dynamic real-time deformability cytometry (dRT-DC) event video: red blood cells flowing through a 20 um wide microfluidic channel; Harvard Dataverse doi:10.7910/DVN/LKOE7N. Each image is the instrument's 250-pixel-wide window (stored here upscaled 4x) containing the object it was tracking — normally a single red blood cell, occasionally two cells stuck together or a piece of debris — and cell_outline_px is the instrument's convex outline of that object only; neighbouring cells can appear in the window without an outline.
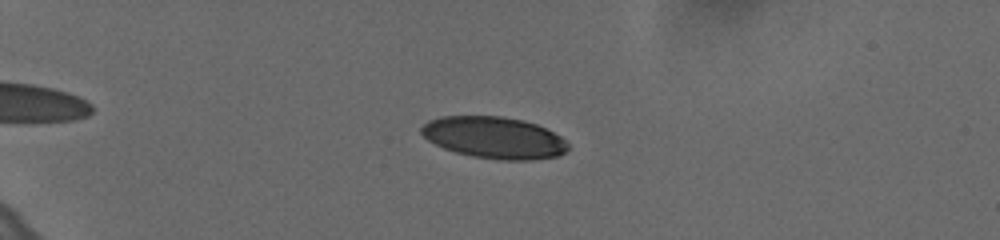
{"species": "human", "species_latin": "Homo sapiens", "temperature_condition": "cold", "stored_images_in_passage": 52, "camera_frame_rate_fps": 3000, "um_per_image_px": 0.085, "donor": {"sex": "female"}, "frame": {"image": 1, "passage_image": 9, "time_ms": 2.667, "image_size_px": [1000, 240], "cell_outline_px": [[568, 148], [560, 156], [528, 160], [500, 160], [472, 156], [456, 152], [444, 148], [428, 140], [420, 132], [420, 128], [428, 120], [440, 116], [500, 116], [524, 120], [536, 124], [560, 136], [568, 144]], "centroid_in_image_um": [41.98, 11.69], "position_along_channel_um": 43.0, "area_um2": 35.6}}
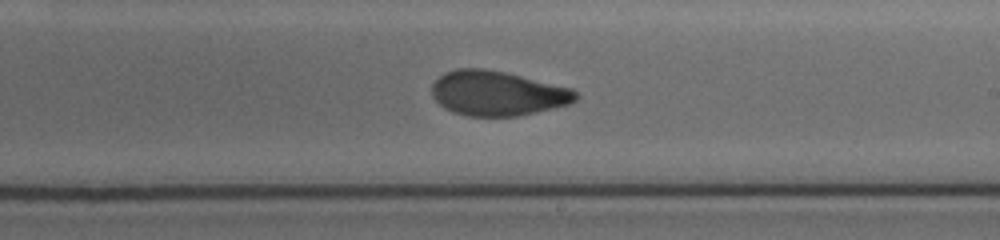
{"frame": {"image": 2, "passage_image": 31, "time_ms": 10.0, "image_size_px": [1000, 240], "cell_outline_px": [[580, 96], [576, 100], [568, 104], [536, 112], [516, 116], [468, 116], [452, 112], [444, 108], [432, 96], [432, 84], [444, 72], [456, 68], [484, 68], [504, 72], [572, 88]], "centroid_in_image_um": [42.26, 7.93], "position_along_channel_um": 246.7, "area_um2": 37.45}}
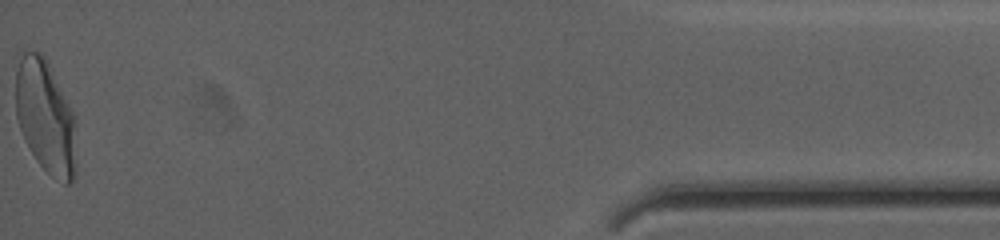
{"frame": {"image": 3, "passage_image": 52, "time_ms": 17.0, "image_size_px": [1000, 240], "cell_outline_px": [[76, 176], [68, 184], [64, 184], [52, 176], [36, 160], [24, 140], [16, 116], [16, 72], [24, 48], [40, 52], [44, 56], [72, 112], [76, 124]], "centroid_in_image_um": [3.87, 9.96], "position_along_channel_um": 431.3, "area_um2": 39.94}, "authors_computed_cell_mechanics": {"area_um2": 37.5122, "velocity_mm_per_s": 3.6403, "shape_relaxation_time_tau1_ms": 5.8187, "shape_relaxation_time_tau2_ms": 1.3289, "deformation_change_tau1": 0.1965, "deformation_change_tau2": 0.0672}}